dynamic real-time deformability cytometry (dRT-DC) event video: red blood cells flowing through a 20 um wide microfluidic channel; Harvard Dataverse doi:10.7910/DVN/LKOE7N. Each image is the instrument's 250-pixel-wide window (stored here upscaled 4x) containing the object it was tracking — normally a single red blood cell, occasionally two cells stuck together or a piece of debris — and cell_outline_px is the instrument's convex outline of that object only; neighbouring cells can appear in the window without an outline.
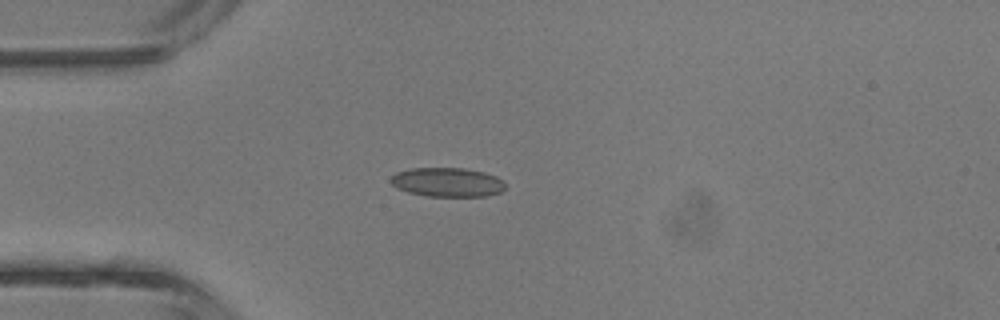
{"species": "common noctule bat (a hibernating species)", "species_latin": "Nyctalus noctula", "temperature_condition": "room temperature", "stored_images_in_passage": 4, "camera_frame_rate_fps": 3000, "um_per_image_px": 0.085, "animal": {"sex": "male", "body_mass_g": 13.3}, "frame": {"image": 1, "passage_image": 3, "time_ms": 2.667, "image_size_px": [1000, 320], "cell_outline_px": [[504, 188], [500, 192], [488, 196], [428, 196], [408, 192], [396, 188], [392, 184], [392, 176], [396, 172], [408, 168], [464, 168], [484, 172], [496, 176], [504, 184]], "centroid_in_image_um": [38.0, 15.48], "position_along_channel_um": 47.0, "area_um2": 19.36}}
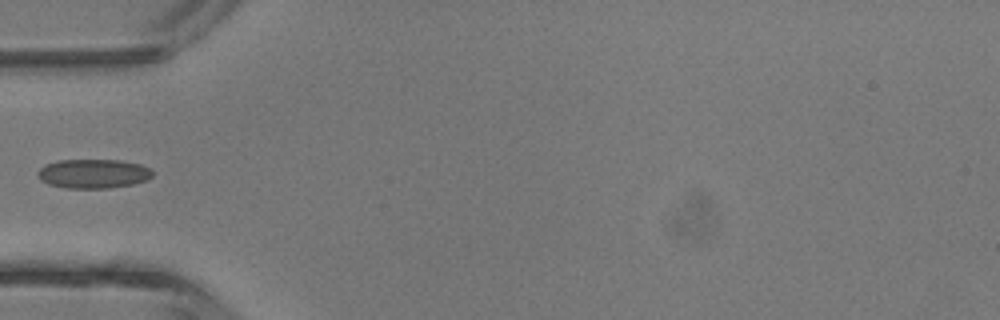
{"frame": {"image": 2, "passage_image": 4, "time_ms": 3.667, "image_size_px": [1000, 320], "cell_outline_px": [[152, 176], [148, 180], [132, 184], [108, 188], [64, 188], [48, 184], [40, 180], [36, 172], [44, 164], [56, 160], [120, 160], [140, 164], [152, 168]], "centroid_in_image_um": [7.91, 14.76], "position_along_channel_um": 77.1, "area_um2": 19.77}}